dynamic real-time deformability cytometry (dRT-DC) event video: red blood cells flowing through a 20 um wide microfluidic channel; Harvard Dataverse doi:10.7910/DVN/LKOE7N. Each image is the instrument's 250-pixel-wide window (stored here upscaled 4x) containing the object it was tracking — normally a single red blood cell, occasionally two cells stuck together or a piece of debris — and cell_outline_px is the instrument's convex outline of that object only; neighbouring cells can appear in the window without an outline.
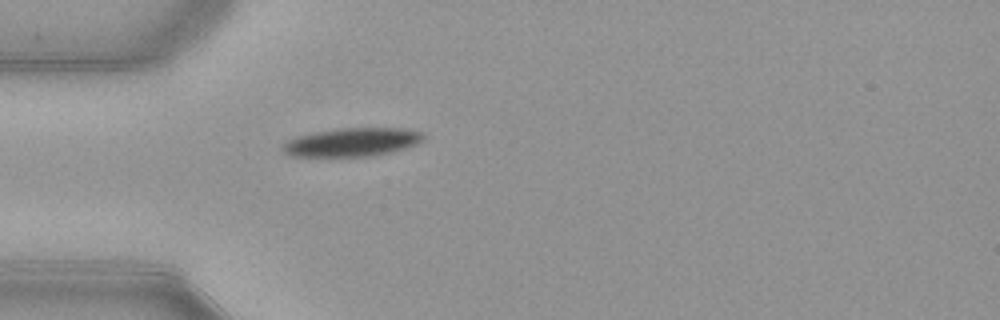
{"species": "common noctule bat (a hibernating species)", "species_latin": "Nyctalus noctula", "temperature_condition": "warm", "stored_images_in_passage": 33, "camera_frame_rate_fps": 3000, "um_per_image_px": 0.085, "animal": {"sex": "female", "body_mass_g": 21.9}, "frame": {"image": 1, "passage_image": 1, "time_ms": 0.0, "image_size_px": [1000, 320], "cell_outline_px": [[424, 136], [416, 144], [404, 148], [388, 152], [368, 156], [288, 156], [280, 148], [288, 140], [296, 136], [312, 132], [340, 128], [404, 128], [420, 132]], "centroid_in_image_um": [29.85, 12.07], "position_along_channel_um": 55.2, "area_um2": 23.12}}
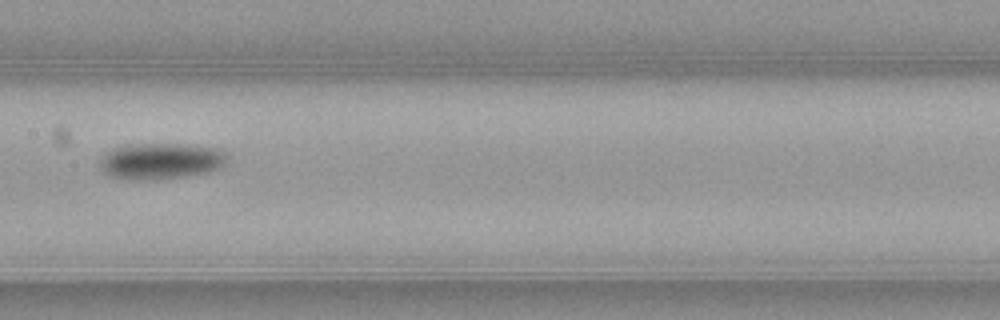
{"frame": {"image": 2, "passage_image": 12, "time_ms": 3.667, "image_size_px": [1000, 320], "cell_outline_px": [[228, 160], [220, 168], [208, 172], [160, 180], [128, 180], [108, 176], [100, 168], [100, 160], [104, 152], [112, 148], [132, 144], [188, 144], [220, 148], [228, 156]], "centroid_in_image_um": [13.66, 13.69], "position_along_channel_um": 193.7, "area_um2": 27.46}}
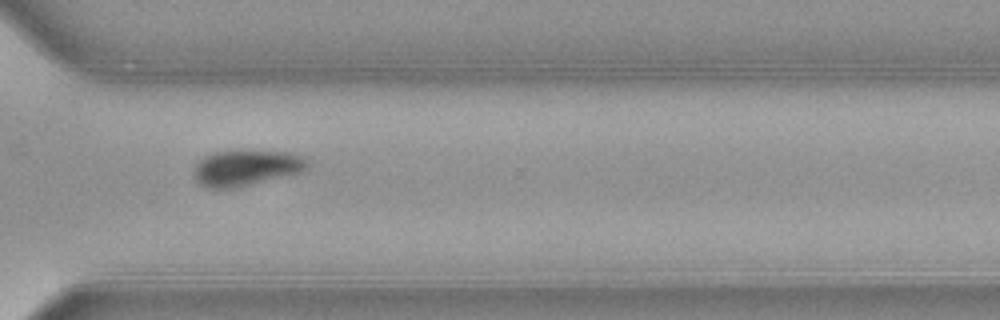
{"frame": {"image": 3, "passage_image": 24, "time_ms": 7.667, "image_size_px": [1000, 320], "cell_outline_px": [[308, 168], [304, 172], [232, 188], [208, 188], [200, 184], [196, 180], [192, 168], [204, 156], [216, 152], [288, 152], [300, 156], [308, 160]], "centroid_in_image_um": [20.92, 14.29], "position_along_channel_um": 349.7, "area_um2": 23.24}, "authors_computed_cell_mechanics": {"area_um2": 25.143, "velocity_mm_per_s": 3.9126, "shape_relaxation_time_tau1_ms": 3.034, "shape_relaxation_time_tau2_ms": null, "deformation_change_tau1": 0.1324, "deformation_change_tau2": null}}